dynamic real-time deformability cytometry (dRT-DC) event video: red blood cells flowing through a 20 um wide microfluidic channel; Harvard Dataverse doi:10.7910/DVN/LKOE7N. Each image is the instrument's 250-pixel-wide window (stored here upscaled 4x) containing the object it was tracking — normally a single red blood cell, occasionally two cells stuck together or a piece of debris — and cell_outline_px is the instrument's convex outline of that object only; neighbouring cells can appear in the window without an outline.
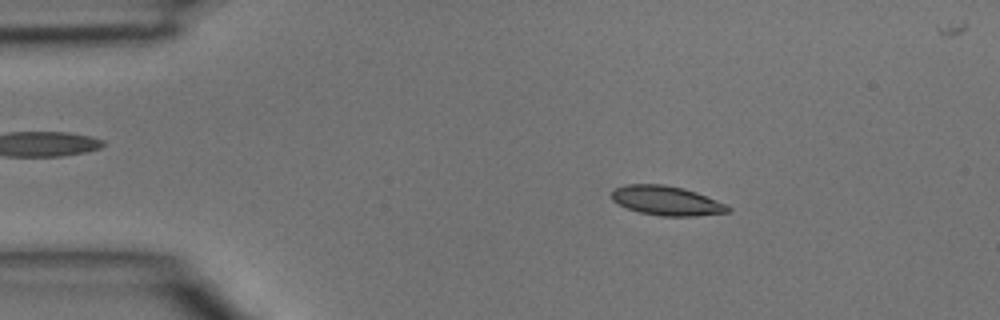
{"species": "common noctule bat (a hibernating species)", "species_latin": "Nyctalus noctula", "temperature_condition": "room temperature", "stored_images_in_passage": 41, "camera_frame_rate_fps": 3000, "um_per_image_px": 0.085, "animal": {"sex": "male", "body_mass_g": 15.6}, "frame": {"image": 1, "passage_image": 7, "time_ms": 2.0, "image_size_px": [1000, 320], "cell_outline_px": [[732, 208], [728, 212], [696, 216], [660, 216], [640, 212], [628, 208], [612, 200], [612, 188], [624, 184], [664, 184], [684, 188], [696, 192], [716, 200]], "centroid_in_image_um": [56.63, 17.04], "position_along_channel_um": 28.4, "area_um2": 19.88}}
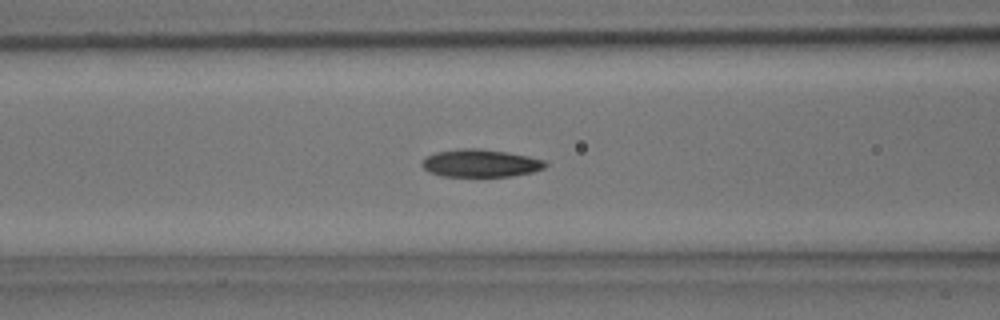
{"frame": {"image": 2, "passage_image": 17, "time_ms": 5.333, "image_size_px": [1000, 320], "cell_outline_px": [[548, 164], [544, 168], [532, 172], [512, 176], [444, 176], [428, 172], [420, 164], [424, 156], [436, 152], [460, 148], [476, 148], [504, 152], [528, 156], [544, 160]], "centroid_in_image_um": [40.8, 13.87], "position_along_channel_um": 125.8, "area_um2": 19.88}}
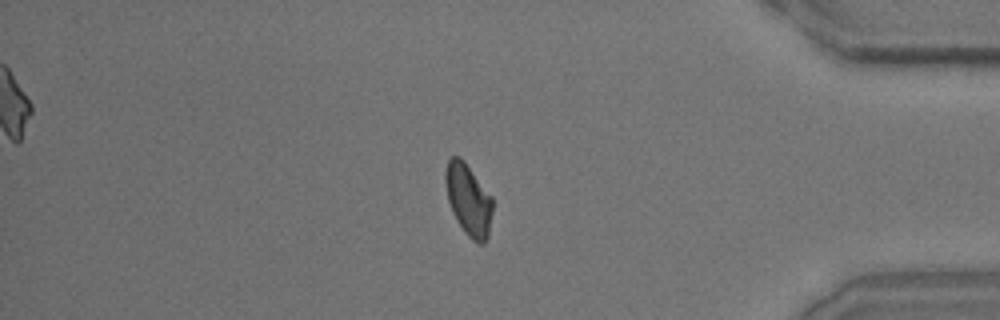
{"frame": {"image": 3, "passage_image": 37, "time_ms": 12.0, "image_size_px": [1000, 320], "cell_outline_px": [[492, 212], [488, 236], [484, 244], [476, 244], [464, 232], [456, 220], [452, 212], [448, 200], [444, 180], [444, 172], [448, 160], [452, 156], [460, 156], [464, 160], [492, 196]], "centroid_in_image_um": [39.8, 16.97], "position_along_channel_um": 395.4, "area_um2": 19.94}}